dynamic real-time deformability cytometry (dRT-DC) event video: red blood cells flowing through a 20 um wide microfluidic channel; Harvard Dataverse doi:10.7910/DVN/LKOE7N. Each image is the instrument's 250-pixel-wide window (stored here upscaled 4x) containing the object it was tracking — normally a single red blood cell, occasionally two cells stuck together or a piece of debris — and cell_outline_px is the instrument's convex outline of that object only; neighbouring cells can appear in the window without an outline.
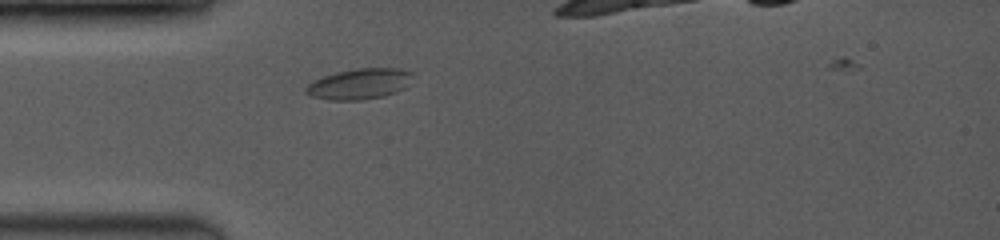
{"species": "common noctule bat (a hibernating species)", "species_latin": "Nyctalus noctula", "temperature_condition": "room temperature", "stored_images_in_passage": 17, "segment_of_instrument_passage": [1, 2], "camera_frame_rate_fps": 3500, "um_per_image_px": 0.085, "animal": {"sex": "female", "body_mass_g": 19.0, "forearm_length_mm": 53.3}, "frame": {"image": 1, "passage_image": 1, "time_ms": 0.0, "image_size_px": [1000, 240], "cell_outline_px": [[412, 72], [408, 88], [384, 96], [364, 100], [328, 100], [312, 96], [304, 92], [304, 88], [312, 80], [336, 72], [356, 68], [396, 68]], "centroid_in_image_um": [30.54, 7.14], "position_along_channel_um": 54.5, "area_um2": 19.31}}
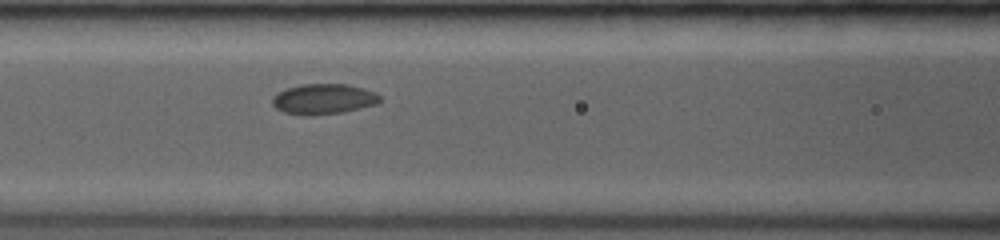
{"frame": {"image": 2, "passage_image": 7, "time_ms": 2.286, "image_size_px": [1000, 240], "cell_outline_px": [[380, 100], [376, 104], [344, 112], [308, 116], [304, 116], [284, 112], [276, 108], [272, 104], [272, 100], [280, 92], [288, 88], [300, 84], [348, 84], [372, 92], [380, 96]], "centroid_in_image_um": [27.48, 8.43], "position_along_channel_um": 139.1, "area_um2": 18.79}}
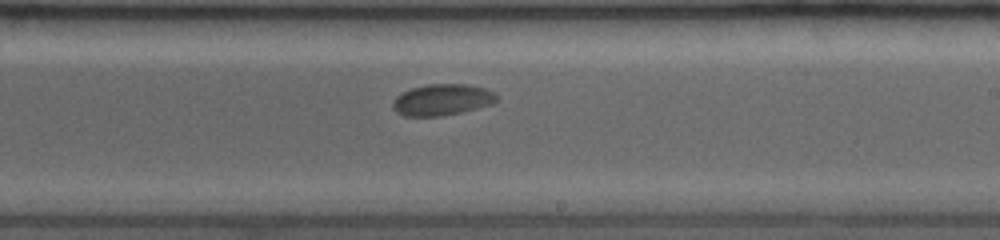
{"frame": {"image": 3, "passage_image": 15, "time_ms": 5.143, "image_size_px": [1000, 240], "cell_outline_px": [[500, 96], [492, 104], [460, 112], [440, 116], [404, 116], [396, 112], [392, 108], [392, 100], [400, 92], [412, 88], [428, 84], [468, 84], [484, 88], [496, 92]], "centroid_in_image_um": [37.57, 8.47], "position_along_channel_um": 251.4, "area_um2": 19.13}}